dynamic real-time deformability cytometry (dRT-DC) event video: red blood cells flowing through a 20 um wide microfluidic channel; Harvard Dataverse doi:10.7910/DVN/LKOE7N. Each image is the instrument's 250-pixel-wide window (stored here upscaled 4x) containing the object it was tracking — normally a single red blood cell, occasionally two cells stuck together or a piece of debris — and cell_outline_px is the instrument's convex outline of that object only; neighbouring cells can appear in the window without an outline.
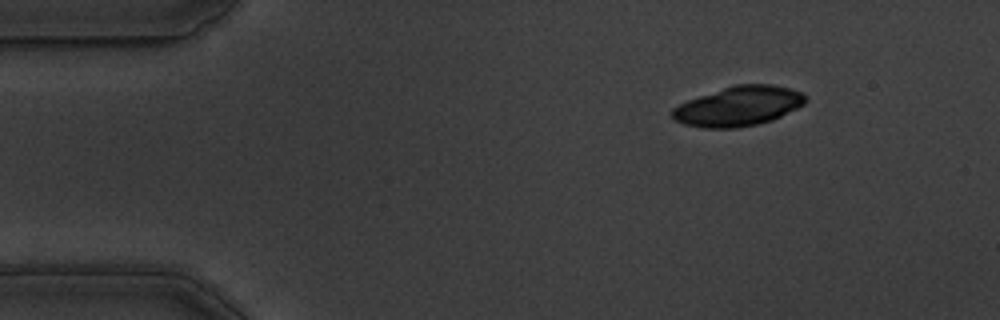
{"species": "common noctule bat (a hibernating species)", "species_latin": "Nyctalus noctula", "temperature_condition": "warm", "stored_images_in_passage": 50, "camera_frame_rate_fps": 3000, "um_per_image_px": 0.085, "animal": {"sex": "male", "body_mass_g": 19.5, "forearm_length_mm": 54.6}, "frame": {"image": 1, "passage_image": 1, "time_ms": 0.0, "image_size_px": [1000, 320], "cell_outline_px": [[804, 104], [772, 120], [756, 124], [736, 128], [704, 128], [684, 124], [676, 120], [672, 116], [672, 108], [688, 100], [736, 84], [772, 84], [792, 88], [800, 92], [804, 96]], "centroid_in_image_um": [62.77, 9.02], "position_along_channel_um": 22.2, "area_um2": 30.35}}